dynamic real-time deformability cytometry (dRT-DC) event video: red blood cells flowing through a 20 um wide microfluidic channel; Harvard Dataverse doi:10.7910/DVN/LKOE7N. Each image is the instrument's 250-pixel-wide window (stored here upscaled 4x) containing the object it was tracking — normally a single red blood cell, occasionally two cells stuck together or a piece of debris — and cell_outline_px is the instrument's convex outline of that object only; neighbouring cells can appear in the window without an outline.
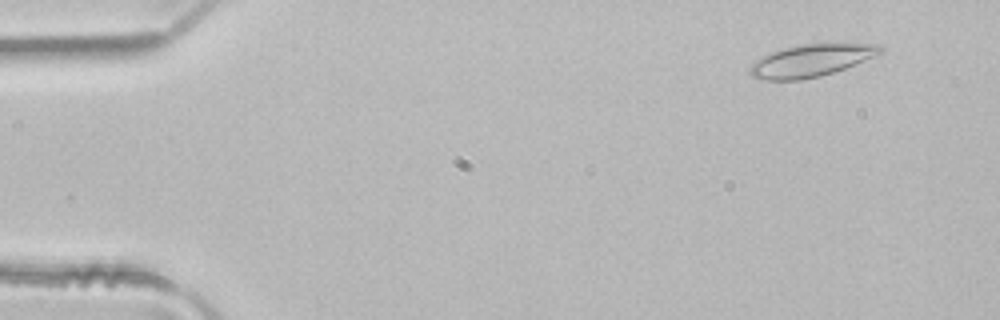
{"species": "common noctule bat (a hibernating species)", "species_latin": "Nyctalus noctula", "temperature_condition": "room temperature", "stored_images_in_passage": 4, "camera_frame_rate_fps": 3000, "um_per_image_px": 0.085, "animal": {"sex": "male", "body_mass_g": 21.5, "forearm_length_mm": 52.0}, "frame": {"image": 1, "passage_image": 1, "time_ms": 0.0, "image_size_px": [1000, 320], "cell_outline_px": [[884, 52], [876, 56], [844, 68], [820, 76], [800, 80], [764, 80], [752, 76], [748, 72], [748, 68], [756, 60], [772, 52], [784, 48], [804, 44], [880, 44], [884, 48]], "centroid_in_image_um": [68.95, 5.15], "position_along_channel_um": 16.1, "area_um2": 24.28}}
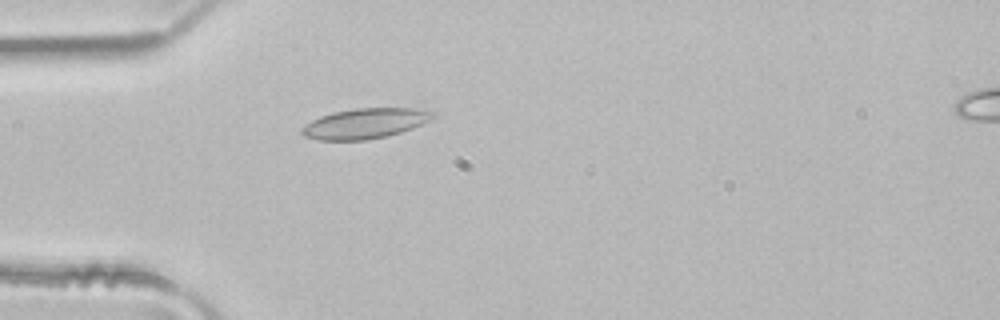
{"frame": {"image": 2, "passage_image": 3, "time_ms": 0.667, "image_size_px": [1000, 320], "cell_outline_px": [[436, 116], [432, 120], [412, 128], [388, 136], [364, 140], [320, 140], [304, 136], [300, 132], [300, 128], [312, 120], [320, 116], [332, 112], [356, 108], [416, 108], [436, 112]], "centroid_in_image_um": [31.05, 10.49], "position_along_channel_um": 54.0, "area_um2": 23.24}}